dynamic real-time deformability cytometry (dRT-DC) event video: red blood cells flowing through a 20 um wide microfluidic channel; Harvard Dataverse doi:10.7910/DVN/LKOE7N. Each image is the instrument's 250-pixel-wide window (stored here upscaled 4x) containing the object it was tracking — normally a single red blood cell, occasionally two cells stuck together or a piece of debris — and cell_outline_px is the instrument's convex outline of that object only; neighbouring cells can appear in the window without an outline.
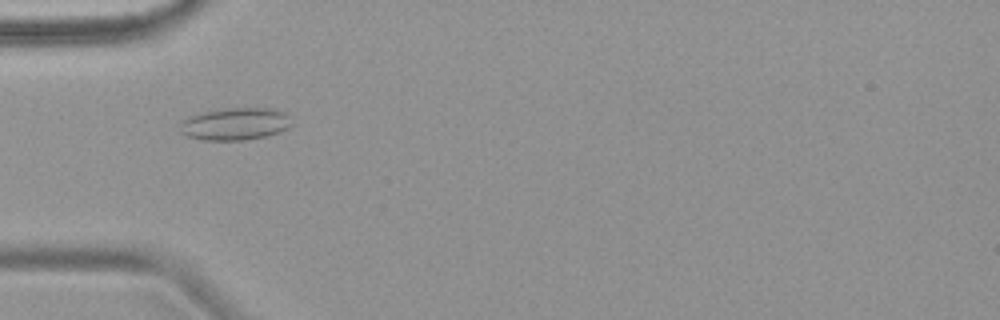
{"species": "common noctule bat (a hibernating species)", "species_latin": "Nyctalus noctula", "temperature_condition": "warm", "stored_images_in_passage": 6, "camera_frame_rate_fps": 3000, "um_per_image_px": 0.085, "animal": {"sex": "female", "body_mass_g": 18.4}, "frame": {"image": 1, "passage_image": 4, "time_ms": 3.667, "image_size_px": [1000, 320], "cell_outline_px": [[292, 124], [288, 128], [280, 132], [264, 136], [244, 140], [204, 140], [188, 136], [180, 132], [180, 120], [196, 112], [228, 108], [272, 108], [284, 112], [288, 116]], "centroid_in_image_um": [19.94, 10.52], "position_along_channel_um": 65.1, "area_um2": 21.27}}
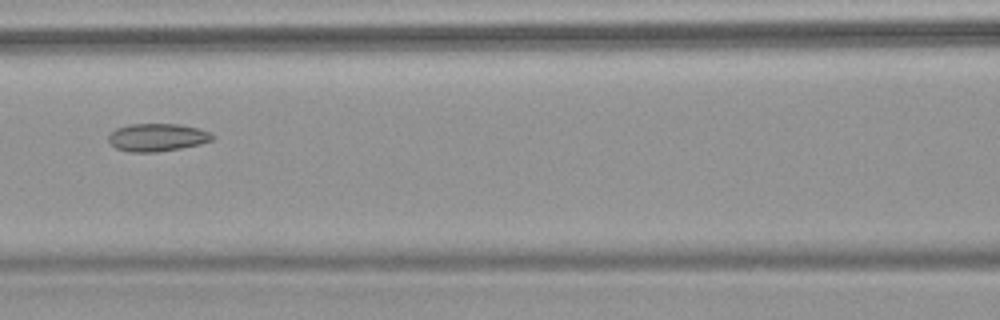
{"frame": {"image": 2, "passage_image": 6, "time_ms": 6.0, "image_size_px": [1000, 320], "cell_outline_px": [[216, 136], [212, 140], [200, 144], [180, 148], [156, 152], [128, 152], [116, 148], [108, 140], [108, 136], [116, 128], [128, 124], [180, 124], [200, 128], [212, 132]], "centroid_in_image_um": [13.4, 11.67], "position_along_channel_um": 153.2, "area_um2": 16.99}}